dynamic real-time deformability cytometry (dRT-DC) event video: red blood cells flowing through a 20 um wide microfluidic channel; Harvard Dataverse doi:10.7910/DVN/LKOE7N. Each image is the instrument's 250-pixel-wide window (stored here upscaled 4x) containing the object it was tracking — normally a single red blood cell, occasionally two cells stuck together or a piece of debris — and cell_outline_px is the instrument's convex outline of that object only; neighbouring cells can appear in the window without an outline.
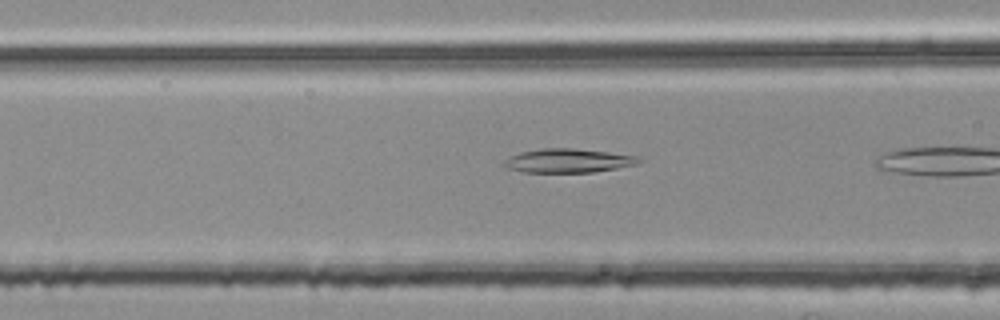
{"species": "common noctule bat (a hibernating species)", "species_latin": "Nyctalus noctula", "temperature_condition": "room temperature", "stored_images_in_passage": 6, "camera_frame_rate_fps": 3000, "um_per_image_px": 0.085, "animal": {"sex": "female", "body_mass_g": 25.1}, "frame": {"image": 1, "passage_image": 5, "time_ms": 1.333, "image_size_px": [1000, 320], "cell_outline_px": [[640, 160], [636, 164], [616, 168], [592, 172], [524, 172], [508, 168], [500, 164], [508, 156], [520, 152], [540, 148], [572, 148], [608, 152], [636, 156]], "centroid_in_image_um": [48.19, 13.65], "position_along_channel_um": 118.4, "area_um2": 18.67}}